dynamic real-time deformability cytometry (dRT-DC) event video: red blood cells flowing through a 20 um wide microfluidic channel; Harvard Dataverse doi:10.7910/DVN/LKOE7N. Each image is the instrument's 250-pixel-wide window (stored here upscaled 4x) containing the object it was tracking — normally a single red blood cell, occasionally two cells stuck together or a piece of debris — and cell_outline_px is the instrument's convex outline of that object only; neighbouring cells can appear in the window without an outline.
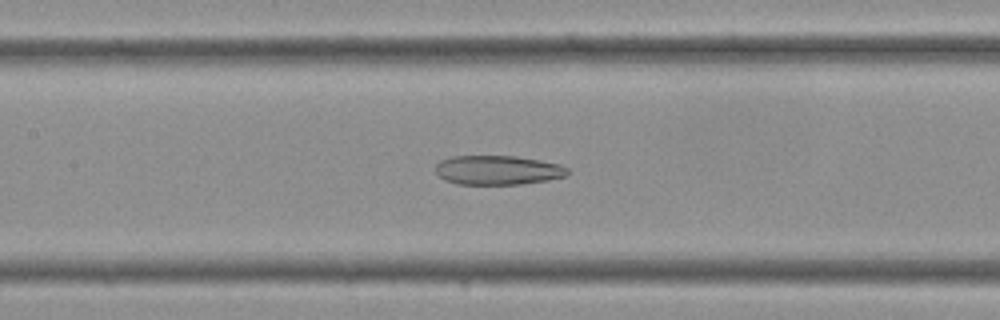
{"species": "Egyptian fruit bat (a non-hibernating species)", "species_latin": "Rousettus aegyptiacus", "temperature_condition": "cold", "stored_images_in_passage": 36, "camera_frame_rate_fps": 3000, "um_per_image_px": 0.085, "frame": {"image": 1, "passage_image": 16, "time_ms": 5.0, "image_size_px": [1000, 320], "cell_outline_px": [[568, 176], [548, 180], [520, 184], [456, 184], [444, 180], [436, 172], [436, 164], [440, 160], [452, 156], [516, 156], [540, 160], [560, 164], [568, 168]], "centroid_in_image_um": [42.32, 14.46], "position_along_channel_um": 165.1, "area_um2": 22.66}}
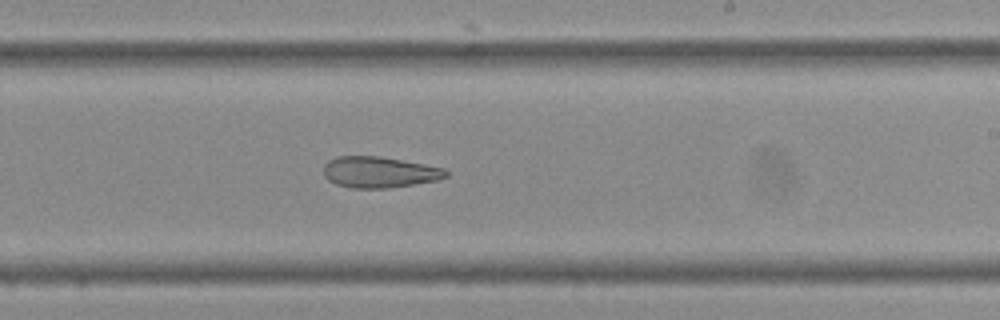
{"frame": {"image": 2, "passage_image": 21, "time_ms": 6.667, "image_size_px": [1000, 320], "cell_outline_px": [[448, 176], [436, 180], [388, 188], [352, 188], [336, 184], [328, 180], [324, 176], [324, 164], [328, 160], [336, 156], [380, 156], [424, 164], [444, 168], [448, 172]], "centroid_in_image_um": [32.21, 14.63], "position_along_channel_um": 256.8, "area_um2": 22.14}}
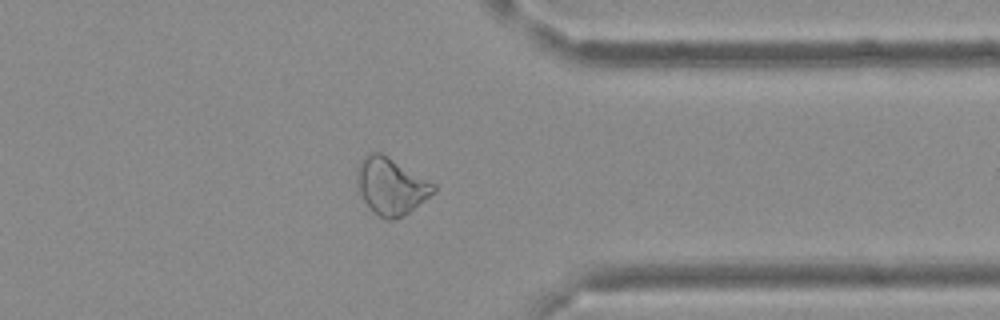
{"frame": {"image": 3, "passage_image": 28, "time_ms": 9.0, "image_size_px": [1000, 320], "cell_outline_px": [[436, 192], [408, 212], [392, 220], [384, 220], [372, 212], [368, 208], [356, 184], [356, 168], [360, 160], [368, 152], [380, 152], [388, 156], [436, 184]], "centroid_in_image_um": [33.21, 15.81], "position_along_channel_um": 378.2, "area_um2": 25.55}}